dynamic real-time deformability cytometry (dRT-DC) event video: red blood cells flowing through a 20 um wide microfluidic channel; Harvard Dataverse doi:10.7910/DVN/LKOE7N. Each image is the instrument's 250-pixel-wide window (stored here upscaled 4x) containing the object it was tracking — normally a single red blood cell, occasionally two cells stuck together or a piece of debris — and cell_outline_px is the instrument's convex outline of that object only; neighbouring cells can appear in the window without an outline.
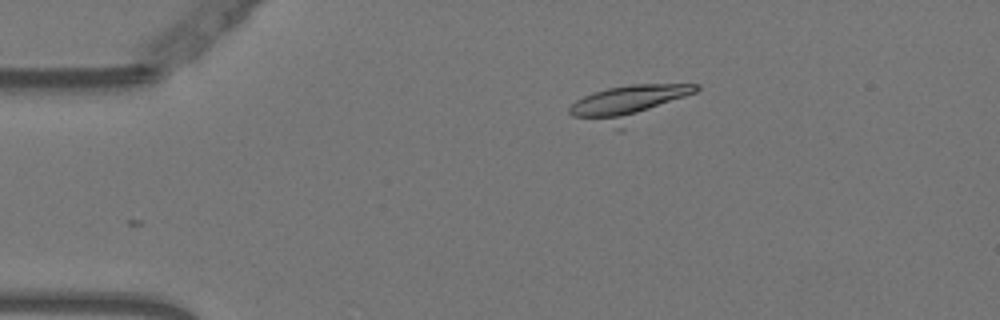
{"species": "Egyptian fruit bat (a non-hibernating species)", "species_latin": "Rousettus aegyptiacus", "temperature_condition": "warm", "stored_images_in_passage": 24, "camera_frame_rate_fps": 3000, "um_per_image_px": 0.085, "animal": {"sex": "female"}, "frame": {"image": 1, "passage_image": 1, "time_ms": 0.0, "image_size_px": [1000, 320], "cell_outline_px": [[700, 88], [696, 92], [620, 132], [572, 116], [568, 112], [568, 108], [576, 100], [584, 96], [608, 88], [632, 84], [700, 84]], "centroid_in_image_um": [53.44, 8.81], "position_along_channel_um": 31.6, "area_um2": 26.59}}
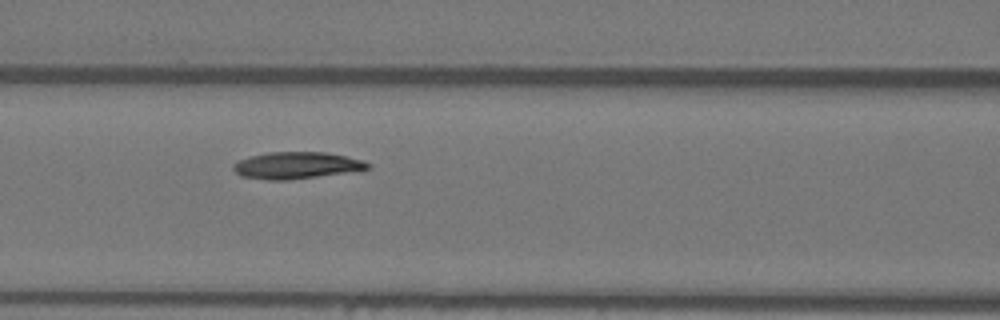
{"frame": {"image": 2, "passage_image": 14, "time_ms": 4.333, "image_size_px": [1000, 320], "cell_outline_px": [[372, 168], [360, 172], [288, 180], [268, 180], [240, 176], [232, 168], [232, 164], [236, 160], [248, 156], [268, 152], [324, 152], [364, 160], [372, 164]], "centroid_in_image_um": [25.26, 14.07], "position_along_channel_um": 141.3, "area_um2": 21.68}}
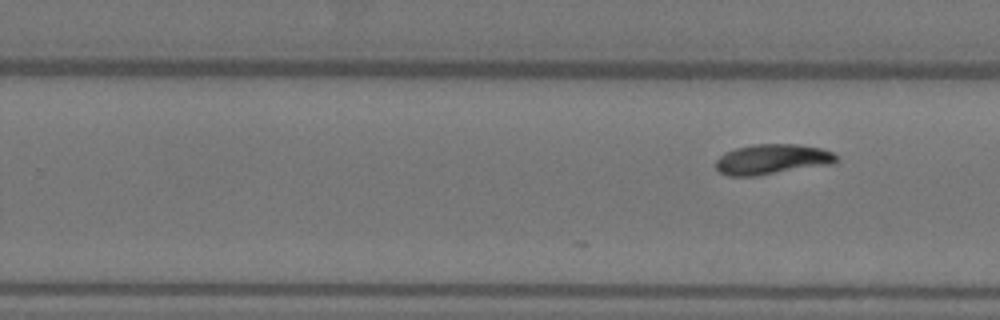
{"frame": {"image": 3, "passage_image": 24, "time_ms": 7.667, "image_size_px": [1000, 320], "cell_outline_px": [[836, 160], [832, 164], [756, 176], [728, 176], [720, 172], [716, 168], [716, 160], [724, 152], [736, 148], [752, 144], [800, 144], [820, 148], [832, 152], [836, 156]], "centroid_in_image_um": [65.6, 13.54], "position_along_channel_um": 264.2, "area_um2": 21.21}}